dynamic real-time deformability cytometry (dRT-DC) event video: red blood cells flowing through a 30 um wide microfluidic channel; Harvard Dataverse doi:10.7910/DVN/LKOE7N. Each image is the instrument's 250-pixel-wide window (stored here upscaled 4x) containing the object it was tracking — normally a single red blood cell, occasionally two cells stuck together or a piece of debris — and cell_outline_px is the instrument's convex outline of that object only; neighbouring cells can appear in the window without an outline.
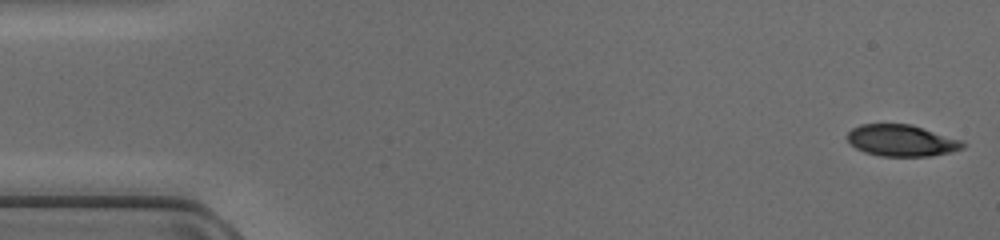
{"species": "common noctule bat (a hibernating species)", "species_latin": "Nyctalus noctula", "temperature_condition": "cold", "stored_images_in_passage": 47, "camera_frame_rate_fps": 3000, "um_per_image_px": 0.085, "animal": {"sex": "female", "body_mass_g": 17.0, "forearm_length_mm": 48.0}, "frame": {"image": 1, "passage_image": 1, "time_ms": 0.0, "image_size_px": [1000, 240], "cell_outline_px": [[964, 148], [952, 152], [932, 156], [880, 156], [864, 152], [856, 148], [844, 136], [852, 128], [860, 124], [912, 124], [964, 140]], "centroid_in_image_um": [76.66, 11.94], "position_along_channel_um": 8.3, "area_um2": 21.56}}
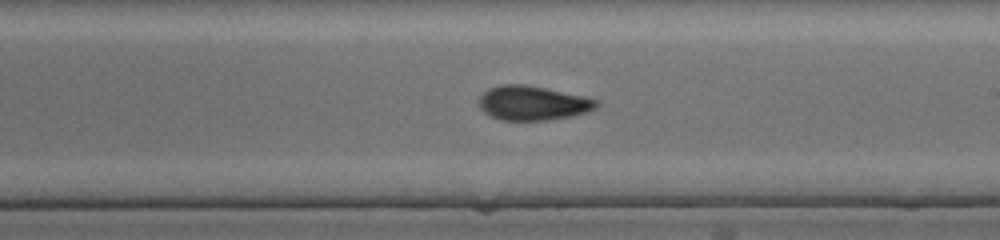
{"frame": {"image": 2, "passage_image": 27, "time_ms": 8.667, "image_size_px": [1000, 240], "cell_outline_px": [[600, 104], [596, 108], [588, 112], [572, 116], [548, 120], [500, 120], [484, 112], [476, 104], [476, 100], [488, 88], [500, 84], [528, 84], [600, 100]], "centroid_in_image_um": [45.26, 8.75], "position_along_channel_um": 243.7, "area_um2": 23.87}}
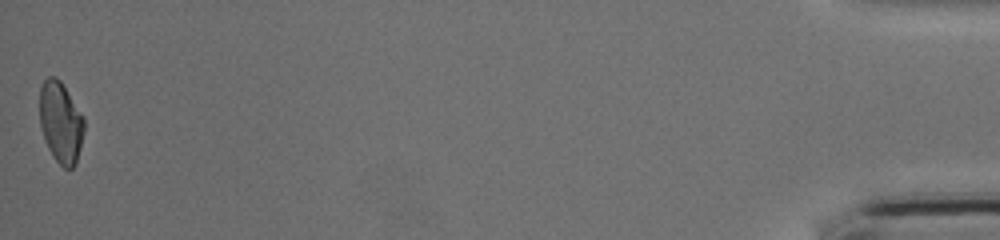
{"frame": {"image": 3, "passage_image": 47, "time_ms": 15.333, "image_size_px": [1000, 240], "cell_outline_px": [[84, 132], [76, 164], [72, 168], [64, 168], [56, 160], [48, 148], [40, 124], [40, 88], [44, 80], [48, 76], [56, 76], [60, 80], [84, 116]], "centroid_in_image_um": [5.17, 10.38], "position_along_channel_um": 430.0, "area_um2": 20.98}}